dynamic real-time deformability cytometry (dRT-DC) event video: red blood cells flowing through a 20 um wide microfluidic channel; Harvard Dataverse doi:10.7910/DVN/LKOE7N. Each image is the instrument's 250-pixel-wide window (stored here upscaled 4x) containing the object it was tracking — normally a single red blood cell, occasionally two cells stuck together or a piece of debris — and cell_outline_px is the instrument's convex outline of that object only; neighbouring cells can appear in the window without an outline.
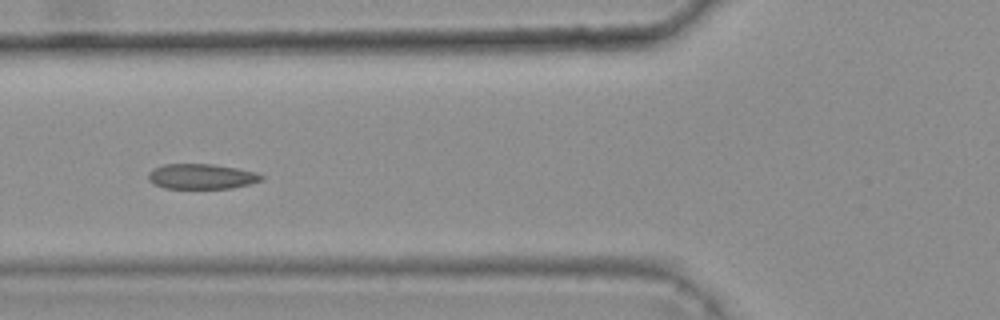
{"species": "common noctule bat (a hibernating species)", "species_latin": "Nyctalus noctula", "temperature_condition": "warm", "stored_images_in_passage": 7, "camera_frame_rate_fps": 3000, "um_per_image_px": 0.085, "animal": {"sex": "female", "body_mass_g": 25.1}, "frame": {"image": 1, "passage_image": 5, "time_ms": 1.333, "image_size_px": [1000, 320], "cell_outline_px": [[264, 180], [232, 188], [164, 188], [152, 184], [148, 180], [148, 172], [152, 168], [164, 164], [212, 164], [236, 168], [256, 172], [264, 176]], "centroid_in_image_um": [17.09, 14.99], "position_along_channel_um": 108.7, "area_um2": 16.7}}
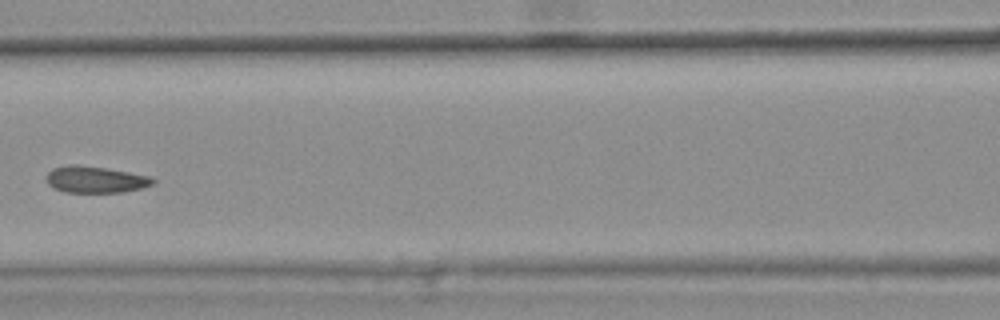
{"frame": {"image": 2, "passage_image": 6, "time_ms": 1.667, "image_size_px": [1000, 320], "cell_outline_px": [[156, 180], [152, 184], [140, 188], [124, 192], [64, 192], [48, 184], [48, 172], [52, 168], [76, 164], [104, 168], [152, 176]], "centroid_in_image_um": [8.14, 15.26], "position_along_channel_um": 158.5, "area_um2": 16.24}}